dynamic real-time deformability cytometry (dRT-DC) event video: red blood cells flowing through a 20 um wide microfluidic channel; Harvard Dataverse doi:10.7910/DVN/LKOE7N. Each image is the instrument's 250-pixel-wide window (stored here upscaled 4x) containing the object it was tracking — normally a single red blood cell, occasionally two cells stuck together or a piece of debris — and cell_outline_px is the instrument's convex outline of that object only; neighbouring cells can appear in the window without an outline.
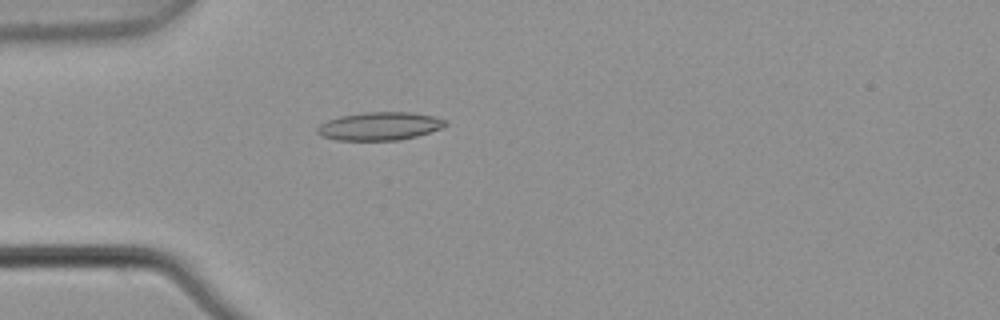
{"species": "common noctule bat (a hibernating species)", "species_latin": "Nyctalus noctula", "temperature_condition": "warm", "stored_images_in_passage": 5, "camera_frame_rate_fps": 3000, "um_per_image_px": 0.085, "animal": {"sex": "male", "body_mass_g": 21.5, "forearm_length_mm": 52.0}, "frame": {"image": 1, "passage_image": 5, "time_ms": 1.333, "image_size_px": [1000, 320], "cell_outline_px": [[448, 124], [444, 128], [416, 136], [400, 140], [336, 140], [320, 136], [316, 132], [316, 128], [320, 124], [328, 120], [340, 116], [364, 112], [412, 112], [436, 116], [448, 120]], "centroid_in_image_um": [32.31, 10.72], "position_along_channel_um": 52.7, "area_um2": 21.33}}